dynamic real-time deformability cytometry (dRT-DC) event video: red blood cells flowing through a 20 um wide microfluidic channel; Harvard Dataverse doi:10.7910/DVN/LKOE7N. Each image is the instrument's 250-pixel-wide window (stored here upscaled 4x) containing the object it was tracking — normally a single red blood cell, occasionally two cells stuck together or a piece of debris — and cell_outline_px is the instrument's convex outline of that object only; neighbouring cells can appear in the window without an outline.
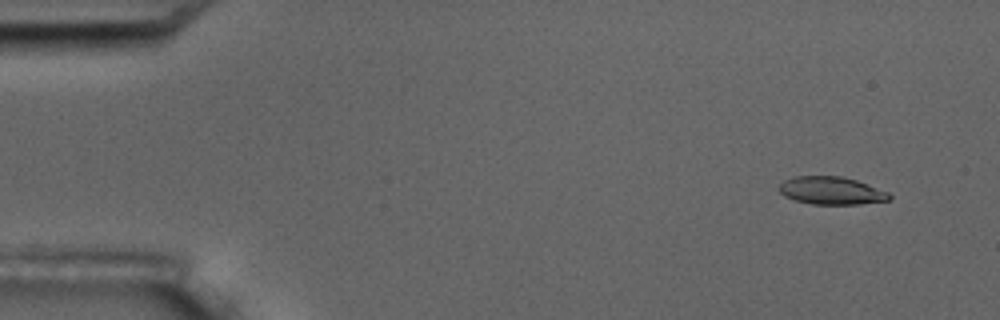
{"species": "common noctule bat (a hibernating species)", "species_latin": "Nyctalus noctula", "temperature_condition": "room temperature", "stored_images_in_passage": 5, "camera_frame_rate_fps": 3000, "um_per_image_px": 0.085, "animal": {"sex": "male", "body_mass_g": 17.5, "forearm_length_mm": 52.3}, "frame": {"image": 1, "passage_image": 2, "time_ms": 1.0, "image_size_px": [1000, 320], "cell_outline_px": [[892, 196], [888, 200], [860, 204], [812, 204], [796, 200], [784, 196], [776, 188], [784, 180], [792, 176], [840, 176], [856, 180], [888, 192]], "centroid_in_image_um": [70.62, 16.2], "position_along_channel_um": 14.4, "area_um2": 17.8}}